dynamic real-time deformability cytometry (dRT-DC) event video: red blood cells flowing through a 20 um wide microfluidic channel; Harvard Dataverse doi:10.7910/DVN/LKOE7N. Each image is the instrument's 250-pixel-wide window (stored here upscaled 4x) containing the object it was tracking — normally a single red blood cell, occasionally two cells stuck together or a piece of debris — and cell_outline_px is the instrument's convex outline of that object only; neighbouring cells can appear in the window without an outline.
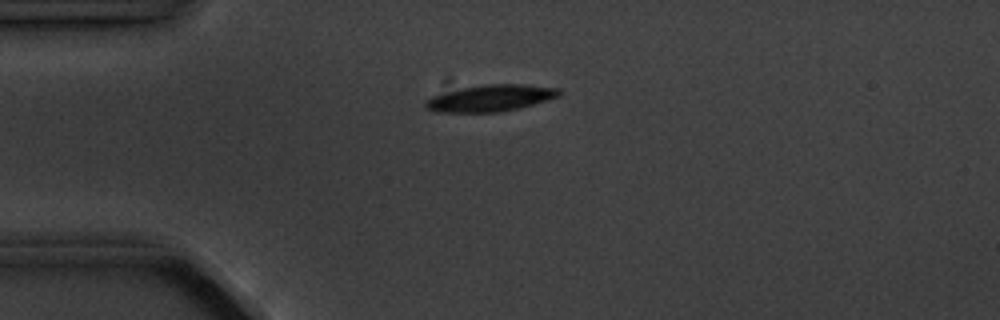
{"species": "common noctule bat (a hibernating species)", "species_latin": "Nyctalus noctula", "temperature_condition": "cold", "stored_images_in_passage": 7, "camera_frame_rate_fps": 3000, "um_per_image_px": 0.085, "animal": {"sex": "male", "body_mass_g": 20.1, "forearm_length_mm": 53.5}, "frame": {"image": 1, "passage_image": 4, "time_ms": 3.333, "image_size_px": [1000, 320], "cell_outline_px": [[560, 96], [532, 104], [516, 108], [496, 112], [436, 112], [424, 108], [424, 104], [432, 96], [460, 88], [484, 84], [524, 84], [560, 88]], "centroid_in_image_um": [41.68, 8.33], "position_along_channel_um": 43.3, "area_um2": 20.52}}